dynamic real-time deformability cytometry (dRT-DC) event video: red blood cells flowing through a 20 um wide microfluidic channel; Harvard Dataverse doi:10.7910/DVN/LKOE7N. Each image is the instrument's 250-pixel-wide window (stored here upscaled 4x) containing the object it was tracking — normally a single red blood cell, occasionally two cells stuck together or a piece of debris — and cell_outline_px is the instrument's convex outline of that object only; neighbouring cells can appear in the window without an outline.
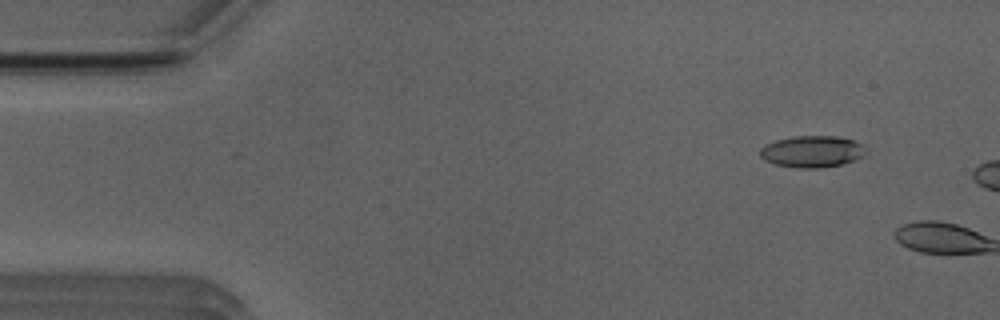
{"species": "Egyptian fruit bat (a non-hibernating species)", "species_latin": "Rousettus aegyptiacus", "temperature_condition": "room temperature", "stored_images_in_passage": 6, "camera_frame_rate_fps": 3000, "um_per_image_px": 0.085, "animal": {"sex": "male"}, "frame": {"image": 1, "passage_image": 5, "time_ms": 1.333, "image_size_px": [1000, 320], "cell_outline_px": [[864, 152], [860, 156], [852, 160], [840, 164], [820, 168], [796, 168], [776, 164], [764, 160], [760, 156], [760, 148], [764, 144], [776, 140], [796, 136], [836, 136], [852, 140], [860, 144]], "centroid_in_image_um": [68.93, 12.88], "position_along_channel_um": 16.1, "area_um2": 19.13}}